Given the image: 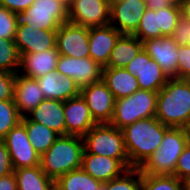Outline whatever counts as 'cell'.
<instances>
[{
  "mask_svg": "<svg viewBox=\"0 0 190 190\" xmlns=\"http://www.w3.org/2000/svg\"><path fill=\"white\" fill-rule=\"evenodd\" d=\"M16 27L30 25L40 30H58L69 21L68 5L60 0H35L24 12L14 15Z\"/></svg>",
  "mask_w": 190,
  "mask_h": 190,
  "instance_id": "6",
  "label": "cell"
},
{
  "mask_svg": "<svg viewBox=\"0 0 190 190\" xmlns=\"http://www.w3.org/2000/svg\"><path fill=\"white\" fill-rule=\"evenodd\" d=\"M143 50L155 60L169 78H177L178 46L171 36L142 42Z\"/></svg>",
  "mask_w": 190,
  "mask_h": 190,
  "instance_id": "15",
  "label": "cell"
},
{
  "mask_svg": "<svg viewBox=\"0 0 190 190\" xmlns=\"http://www.w3.org/2000/svg\"><path fill=\"white\" fill-rule=\"evenodd\" d=\"M56 71L72 78L80 87L102 81L103 67L90 57L74 58L59 55Z\"/></svg>",
  "mask_w": 190,
  "mask_h": 190,
  "instance_id": "11",
  "label": "cell"
},
{
  "mask_svg": "<svg viewBox=\"0 0 190 190\" xmlns=\"http://www.w3.org/2000/svg\"><path fill=\"white\" fill-rule=\"evenodd\" d=\"M84 153L117 159L127 170L131 169L121 129L109 123L94 125L84 136Z\"/></svg>",
  "mask_w": 190,
  "mask_h": 190,
  "instance_id": "5",
  "label": "cell"
},
{
  "mask_svg": "<svg viewBox=\"0 0 190 190\" xmlns=\"http://www.w3.org/2000/svg\"><path fill=\"white\" fill-rule=\"evenodd\" d=\"M146 9L145 0H125L120 3H110L109 24L121 34L132 35L137 30Z\"/></svg>",
  "mask_w": 190,
  "mask_h": 190,
  "instance_id": "14",
  "label": "cell"
},
{
  "mask_svg": "<svg viewBox=\"0 0 190 190\" xmlns=\"http://www.w3.org/2000/svg\"><path fill=\"white\" fill-rule=\"evenodd\" d=\"M157 96L158 92L156 91L139 89L131 96L116 99L109 124L123 129L138 120L154 117Z\"/></svg>",
  "mask_w": 190,
  "mask_h": 190,
  "instance_id": "7",
  "label": "cell"
},
{
  "mask_svg": "<svg viewBox=\"0 0 190 190\" xmlns=\"http://www.w3.org/2000/svg\"><path fill=\"white\" fill-rule=\"evenodd\" d=\"M22 121L14 101H0V139Z\"/></svg>",
  "mask_w": 190,
  "mask_h": 190,
  "instance_id": "33",
  "label": "cell"
},
{
  "mask_svg": "<svg viewBox=\"0 0 190 190\" xmlns=\"http://www.w3.org/2000/svg\"><path fill=\"white\" fill-rule=\"evenodd\" d=\"M59 55L74 58L89 57V27L71 22L61 24L56 34Z\"/></svg>",
  "mask_w": 190,
  "mask_h": 190,
  "instance_id": "12",
  "label": "cell"
},
{
  "mask_svg": "<svg viewBox=\"0 0 190 190\" xmlns=\"http://www.w3.org/2000/svg\"><path fill=\"white\" fill-rule=\"evenodd\" d=\"M168 128L154 116L121 129L132 168H139L159 148Z\"/></svg>",
  "mask_w": 190,
  "mask_h": 190,
  "instance_id": "1",
  "label": "cell"
},
{
  "mask_svg": "<svg viewBox=\"0 0 190 190\" xmlns=\"http://www.w3.org/2000/svg\"><path fill=\"white\" fill-rule=\"evenodd\" d=\"M142 42L148 39L161 38L158 21V10L146 9L137 30L132 34Z\"/></svg>",
  "mask_w": 190,
  "mask_h": 190,
  "instance_id": "29",
  "label": "cell"
},
{
  "mask_svg": "<svg viewBox=\"0 0 190 190\" xmlns=\"http://www.w3.org/2000/svg\"><path fill=\"white\" fill-rule=\"evenodd\" d=\"M66 135L83 137L97 123L91 116L85 99L78 95L63 101Z\"/></svg>",
  "mask_w": 190,
  "mask_h": 190,
  "instance_id": "16",
  "label": "cell"
},
{
  "mask_svg": "<svg viewBox=\"0 0 190 190\" xmlns=\"http://www.w3.org/2000/svg\"><path fill=\"white\" fill-rule=\"evenodd\" d=\"M103 185L106 190H142V173L138 168H131Z\"/></svg>",
  "mask_w": 190,
  "mask_h": 190,
  "instance_id": "31",
  "label": "cell"
},
{
  "mask_svg": "<svg viewBox=\"0 0 190 190\" xmlns=\"http://www.w3.org/2000/svg\"><path fill=\"white\" fill-rule=\"evenodd\" d=\"M143 49L140 39L134 35L122 34L111 51L105 67L124 68Z\"/></svg>",
  "mask_w": 190,
  "mask_h": 190,
  "instance_id": "25",
  "label": "cell"
},
{
  "mask_svg": "<svg viewBox=\"0 0 190 190\" xmlns=\"http://www.w3.org/2000/svg\"><path fill=\"white\" fill-rule=\"evenodd\" d=\"M16 74L0 70V101H13Z\"/></svg>",
  "mask_w": 190,
  "mask_h": 190,
  "instance_id": "36",
  "label": "cell"
},
{
  "mask_svg": "<svg viewBox=\"0 0 190 190\" xmlns=\"http://www.w3.org/2000/svg\"><path fill=\"white\" fill-rule=\"evenodd\" d=\"M155 117L170 128H183L190 117V80L169 78L158 92Z\"/></svg>",
  "mask_w": 190,
  "mask_h": 190,
  "instance_id": "2",
  "label": "cell"
},
{
  "mask_svg": "<svg viewBox=\"0 0 190 190\" xmlns=\"http://www.w3.org/2000/svg\"><path fill=\"white\" fill-rule=\"evenodd\" d=\"M81 168L102 183L120 177L127 170L117 159L95 154H83Z\"/></svg>",
  "mask_w": 190,
  "mask_h": 190,
  "instance_id": "22",
  "label": "cell"
},
{
  "mask_svg": "<svg viewBox=\"0 0 190 190\" xmlns=\"http://www.w3.org/2000/svg\"><path fill=\"white\" fill-rule=\"evenodd\" d=\"M171 37L177 46H190V19L181 15Z\"/></svg>",
  "mask_w": 190,
  "mask_h": 190,
  "instance_id": "37",
  "label": "cell"
},
{
  "mask_svg": "<svg viewBox=\"0 0 190 190\" xmlns=\"http://www.w3.org/2000/svg\"><path fill=\"white\" fill-rule=\"evenodd\" d=\"M102 81L115 99L131 96L140 89L137 78L124 68L103 67Z\"/></svg>",
  "mask_w": 190,
  "mask_h": 190,
  "instance_id": "24",
  "label": "cell"
},
{
  "mask_svg": "<svg viewBox=\"0 0 190 190\" xmlns=\"http://www.w3.org/2000/svg\"><path fill=\"white\" fill-rule=\"evenodd\" d=\"M27 117L47 126L59 135H66L63 101L44 99Z\"/></svg>",
  "mask_w": 190,
  "mask_h": 190,
  "instance_id": "23",
  "label": "cell"
},
{
  "mask_svg": "<svg viewBox=\"0 0 190 190\" xmlns=\"http://www.w3.org/2000/svg\"><path fill=\"white\" fill-rule=\"evenodd\" d=\"M188 143L183 128H168L159 148L138 168L147 175H174L179 156Z\"/></svg>",
  "mask_w": 190,
  "mask_h": 190,
  "instance_id": "4",
  "label": "cell"
},
{
  "mask_svg": "<svg viewBox=\"0 0 190 190\" xmlns=\"http://www.w3.org/2000/svg\"><path fill=\"white\" fill-rule=\"evenodd\" d=\"M177 79H190V46H178Z\"/></svg>",
  "mask_w": 190,
  "mask_h": 190,
  "instance_id": "38",
  "label": "cell"
},
{
  "mask_svg": "<svg viewBox=\"0 0 190 190\" xmlns=\"http://www.w3.org/2000/svg\"><path fill=\"white\" fill-rule=\"evenodd\" d=\"M69 22L83 27L106 26L110 22L109 0H71Z\"/></svg>",
  "mask_w": 190,
  "mask_h": 190,
  "instance_id": "8",
  "label": "cell"
},
{
  "mask_svg": "<svg viewBox=\"0 0 190 190\" xmlns=\"http://www.w3.org/2000/svg\"><path fill=\"white\" fill-rule=\"evenodd\" d=\"M83 153V137L60 135L40 156V167L49 178L56 181L67 172L81 168Z\"/></svg>",
  "mask_w": 190,
  "mask_h": 190,
  "instance_id": "3",
  "label": "cell"
},
{
  "mask_svg": "<svg viewBox=\"0 0 190 190\" xmlns=\"http://www.w3.org/2000/svg\"><path fill=\"white\" fill-rule=\"evenodd\" d=\"M0 190H18L14 172L0 177Z\"/></svg>",
  "mask_w": 190,
  "mask_h": 190,
  "instance_id": "42",
  "label": "cell"
},
{
  "mask_svg": "<svg viewBox=\"0 0 190 190\" xmlns=\"http://www.w3.org/2000/svg\"><path fill=\"white\" fill-rule=\"evenodd\" d=\"M35 0H0V7L6 8L14 13L24 12Z\"/></svg>",
  "mask_w": 190,
  "mask_h": 190,
  "instance_id": "41",
  "label": "cell"
},
{
  "mask_svg": "<svg viewBox=\"0 0 190 190\" xmlns=\"http://www.w3.org/2000/svg\"><path fill=\"white\" fill-rule=\"evenodd\" d=\"M180 8L181 15L190 19V0H184Z\"/></svg>",
  "mask_w": 190,
  "mask_h": 190,
  "instance_id": "44",
  "label": "cell"
},
{
  "mask_svg": "<svg viewBox=\"0 0 190 190\" xmlns=\"http://www.w3.org/2000/svg\"><path fill=\"white\" fill-rule=\"evenodd\" d=\"M58 58L57 48H50L37 53H25L20 56L18 74L27 78L38 79L49 72L56 71Z\"/></svg>",
  "mask_w": 190,
  "mask_h": 190,
  "instance_id": "19",
  "label": "cell"
},
{
  "mask_svg": "<svg viewBox=\"0 0 190 190\" xmlns=\"http://www.w3.org/2000/svg\"><path fill=\"white\" fill-rule=\"evenodd\" d=\"M14 15V12L0 7V38L15 40L16 25Z\"/></svg>",
  "mask_w": 190,
  "mask_h": 190,
  "instance_id": "35",
  "label": "cell"
},
{
  "mask_svg": "<svg viewBox=\"0 0 190 190\" xmlns=\"http://www.w3.org/2000/svg\"><path fill=\"white\" fill-rule=\"evenodd\" d=\"M142 190H183V181L174 175L142 174Z\"/></svg>",
  "mask_w": 190,
  "mask_h": 190,
  "instance_id": "32",
  "label": "cell"
},
{
  "mask_svg": "<svg viewBox=\"0 0 190 190\" xmlns=\"http://www.w3.org/2000/svg\"><path fill=\"white\" fill-rule=\"evenodd\" d=\"M183 190H190V177L183 181Z\"/></svg>",
  "mask_w": 190,
  "mask_h": 190,
  "instance_id": "47",
  "label": "cell"
},
{
  "mask_svg": "<svg viewBox=\"0 0 190 190\" xmlns=\"http://www.w3.org/2000/svg\"><path fill=\"white\" fill-rule=\"evenodd\" d=\"M21 122L26 127L29 142L40 156L45 153L60 136L47 126L31 121L27 116L22 117Z\"/></svg>",
  "mask_w": 190,
  "mask_h": 190,
  "instance_id": "27",
  "label": "cell"
},
{
  "mask_svg": "<svg viewBox=\"0 0 190 190\" xmlns=\"http://www.w3.org/2000/svg\"><path fill=\"white\" fill-rule=\"evenodd\" d=\"M145 5L147 9L155 11L170 6L167 2L163 0H145Z\"/></svg>",
  "mask_w": 190,
  "mask_h": 190,
  "instance_id": "43",
  "label": "cell"
},
{
  "mask_svg": "<svg viewBox=\"0 0 190 190\" xmlns=\"http://www.w3.org/2000/svg\"><path fill=\"white\" fill-rule=\"evenodd\" d=\"M124 69L137 78L139 88L143 90L159 92L169 79L159 64L143 49Z\"/></svg>",
  "mask_w": 190,
  "mask_h": 190,
  "instance_id": "9",
  "label": "cell"
},
{
  "mask_svg": "<svg viewBox=\"0 0 190 190\" xmlns=\"http://www.w3.org/2000/svg\"><path fill=\"white\" fill-rule=\"evenodd\" d=\"M44 99L37 79L16 73L13 101L22 117L29 115Z\"/></svg>",
  "mask_w": 190,
  "mask_h": 190,
  "instance_id": "21",
  "label": "cell"
},
{
  "mask_svg": "<svg viewBox=\"0 0 190 190\" xmlns=\"http://www.w3.org/2000/svg\"><path fill=\"white\" fill-rule=\"evenodd\" d=\"M57 30H40L30 25L16 27L15 44L19 55L56 48Z\"/></svg>",
  "mask_w": 190,
  "mask_h": 190,
  "instance_id": "17",
  "label": "cell"
},
{
  "mask_svg": "<svg viewBox=\"0 0 190 190\" xmlns=\"http://www.w3.org/2000/svg\"><path fill=\"white\" fill-rule=\"evenodd\" d=\"M181 16V8L169 6L158 10V21L161 37L172 36Z\"/></svg>",
  "mask_w": 190,
  "mask_h": 190,
  "instance_id": "34",
  "label": "cell"
},
{
  "mask_svg": "<svg viewBox=\"0 0 190 190\" xmlns=\"http://www.w3.org/2000/svg\"><path fill=\"white\" fill-rule=\"evenodd\" d=\"M18 190H55V181L49 178L40 165L14 170Z\"/></svg>",
  "mask_w": 190,
  "mask_h": 190,
  "instance_id": "26",
  "label": "cell"
},
{
  "mask_svg": "<svg viewBox=\"0 0 190 190\" xmlns=\"http://www.w3.org/2000/svg\"><path fill=\"white\" fill-rule=\"evenodd\" d=\"M3 141L9 151L14 170L40 165V155L29 142L26 127L22 122L13 127Z\"/></svg>",
  "mask_w": 190,
  "mask_h": 190,
  "instance_id": "10",
  "label": "cell"
},
{
  "mask_svg": "<svg viewBox=\"0 0 190 190\" xmlns=\"http://www.w3.org/2000/svg\"><path fill=\"white\" fill-rule=\"evenodd\" d=\"M103 183L94 179L82 168L72 170L55 181V190H98Z\"/></svg>",
  "mask_w": 190,
  "mask_h": 190,
  "instance_id": "28",
  "label": "cell"
},
{
  "mask_svg": "<svg viewBox=\"0 0 190 190\" xmlns=\"http://www.w3.org/2000/svg\"><path fill=\"white\" fill-rule=\"evenodd\" d=\"M122 34L112 25L89 28V57L105 67L111 51Z\"/></svg>",
  "mask_w": 190,
  "mask_h": 190,
  "instance_id": "18",
  "label": "cell"
},
{
  "mask_svg": "<svg viewBox=\"0 0 190 190\" xmlns=\"http://www.w3.org/2000/svg\"><path fill=\"white\" fill-rule=\"evenodd\" d=\"M98 190H106L105 188H104V185L100 188V189H98Z\"/></svg>",
  "mask_w": 190,
  "mask_h": 190,
  "instance_id": "50",
  "label": "cell"
},
{
  "mask_svg": "<svg viewBox=\"0 0 190 190\" xmlns=\"http://www.w3.org/2000/svg\"><path fill=\"white\" fill-rule=\"evenodd\" d=\"M40 90L45 99L66 101L80 95V87L76 82L59 72H49L37 79Z\"/></svg>",
  "mask_w": 190,
  "mask_h": 190,
  "instance_id": "20",
  "label": "cell"
},
{
  "mask_svg": "<svg viewBox=\"0 0 190 190\" xmlns=\"http://www.w3.org/2000/svg\"><path fill=\"white\" fill-rule=\"evenodd\" d=\"M20 55L14 40L0 38V70L18 73Z\"/></svg>",
  "mask_w": 190,
  "mask_h": 190,
  "instance_id": "30",
  "label": "cell"
},
{
  "mask_svg": "<svg viewBox=\"0 0 190 190\" xmlns=\"http://www.w3.org/2000/svg\"><path fill=\"white\" fill-rule=\"evenodd\" d=\"M14 172L9 151L3 141L0 139V177Z\"/></svg>",
  "mask_w": 190,
  "mask_h": 190,
  "instance_id": "40",
  "label": "cell"
},
{
  "mask_svg": "<svg viewBox=\"0 0 190 190\" xmlns=\"http://www.w3.org/2000/svg\"><path fill=\"white\" fill-rule=\"evenodd\" d=\"M60 1H62L63 3L69 5L71 0H60Z\"/></svg>",
  "mask_w": 190,
  "mask_h": 190,
  "instance_id": "49",
  "label": "cell"
},
{
  "mask_svg": "<svg viewBox=\"0 0 190 190\" xmlns=\"http://www.w3.org/2000/svg\"><path fill=\"white\" fill-rule=\"evenodd\" d=\"M80 95L97 124L111 122L116 99L103 81L82 87Z\"/></svg>",
  "mask_w": 190,
  "mask_h": 190,
  "instance_id": "13",
  "label": "cell"
},
{
  "mask_svg": "<svg viewBox=\"0 0 190 190\" xmlns=\"http://www.w3.org/2000/svg\"><path fill=\"white\" fill-rule=\"evenodd\" d=\"M174 176L181 181H185L190 177V141H188L183 153L178 158Z\"/></svg>",
  "mask_w": 190,
  "mask_h": 190,
  "instance_id": "39",
  "label": "cell"
},
{
  "mask_svg": "<svg viewBox=\"0 0 190 190\" xmlns=\"http://www.w3.org/2000/svg\"><path fill=\"white\" fill-rule=\"evenodd\" d=\"M163 1L167 2L170 6L181 7L184 0H163Z\"/></svg>",
  "mask_w": 190,
  "mask_h": 190,
  "instance_id": "45",
  "label": "cell"
},
{
  "mask_svg": "<svg viewBox=\"0 0 190 190\" xmlns=\"http://www.w3.org/2000/svg\"><path fill=\"white\" fill-rule=\"evenodd\" d=\"M123 1H125V0H109L110 3H120Z\"/></svg>",
  "mask_w": 190,
  "mask_h": 190,
  "instance_id": "48",
  "label": "cell"
},
{
  "mask_svg": "<svg viewBox=\"0 0 190 190\" xmlns=\"http://www.w3.org/2000/svg\"><path fill=\"white\" fill-rule=\"evenodd\" d=\"M183 130L188 138V141H190V117L188 118L186 124L184 125Z\"/></svg>",
  "mask_w": 190,
  "mask_h": 190,
  "instance_id": "46",
  "label": "cell"
}]
</instances>
